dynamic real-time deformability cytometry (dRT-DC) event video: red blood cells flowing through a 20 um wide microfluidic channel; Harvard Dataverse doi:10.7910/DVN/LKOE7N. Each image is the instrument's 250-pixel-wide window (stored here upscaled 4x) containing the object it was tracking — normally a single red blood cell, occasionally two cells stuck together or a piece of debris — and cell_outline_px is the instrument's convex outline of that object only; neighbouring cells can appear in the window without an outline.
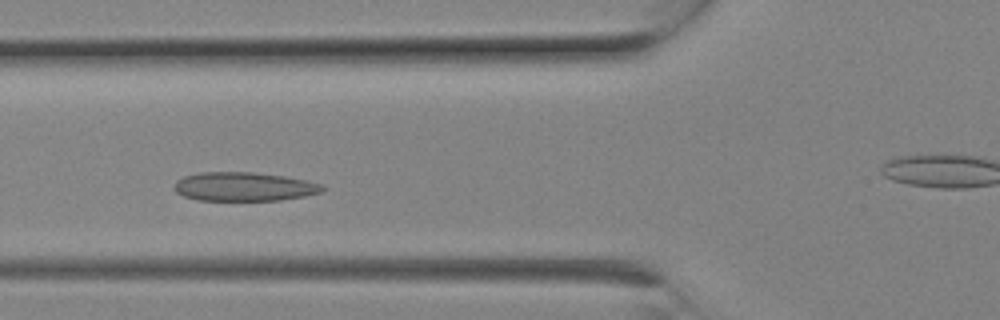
{"species": "Egyptian fruit bat (a non-hibernating species)", "species_latin": "Rousettus aegyptiacus", "temperature_condition": "room temperature", "stored_images_in_passage": 7, "segment_of_instrument_passage": [1, 2], "camera_frame_rate_fps": 3000, "um_per_image_px": 0.085, "animal": {"sex": "female"}, "frame": {"image": 1, "passage_image": 5, "time_ms": 1.333, "image_size_px": [1000, 320], "cell_outline_px": [[324, 192], [304, 196], [280, 200], [200, 200], [184, 196], [176, 192], [172, 188], [176, 180], [184, 176], [200, 172], [252, 172], [284, 176], [324, 184]], "centroid_in_image_um": [20.73, 15.86], "position_along_channel_um": 105.1, "area_um2": 24.97}}
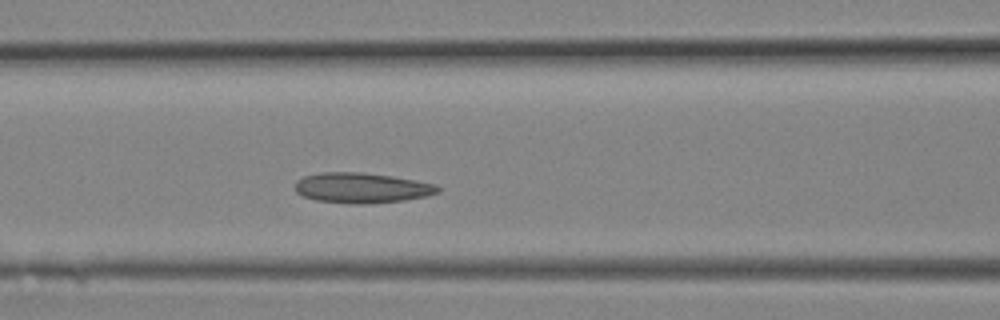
{"frame": {"image": 2, "passage_image": 6, "time_ms": 1.667, "image_size_px": [1000, 320], "cell_outline_px": [[440, 192], [428, 196], [404, 200], [368, 204], [348, 204], [316, 200], [304, 196], [296, 192], [296, 180], [304, 176], [320, 172], [360, 172], [392, 176], [436, 184], [440, 188]], "centroid_in_image_um": [30.76, 15.97], "position_along_channel_um": 135.8, "area_um2": 25.32}}